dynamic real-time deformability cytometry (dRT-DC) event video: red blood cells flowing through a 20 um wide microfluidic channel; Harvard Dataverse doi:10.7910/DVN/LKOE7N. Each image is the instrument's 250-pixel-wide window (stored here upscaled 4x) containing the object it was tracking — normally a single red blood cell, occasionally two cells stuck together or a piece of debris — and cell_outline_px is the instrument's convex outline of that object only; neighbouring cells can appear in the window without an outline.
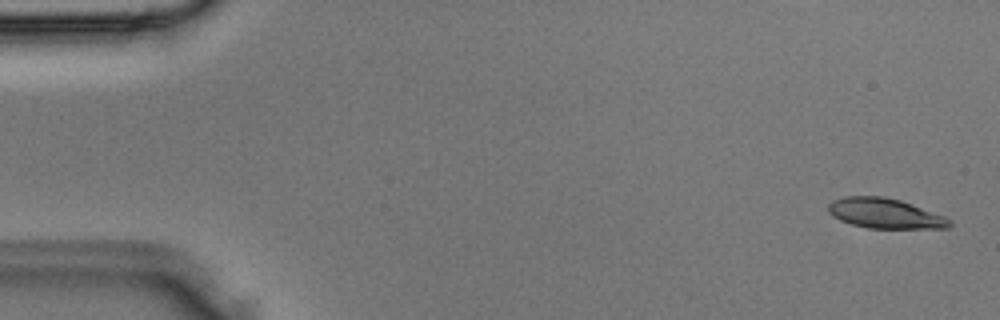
{"species": "Egyptian fruit bat (a non-hibernating species)", "species_latin": "Rousettus aegyptiacus", "temperature_condition": "room temperature", "stored_images_in_passage": 3, "camera_frame_rate_fps": 3000, "um_per_image_px": 0.085, "animal": {"sex": "male"}, "frame": {"image": 1, "passage_image": 1, "time_ms": 0.0, "image_size_px": [1000, 320], "cell_outline_px": [[952, 224], [948, 228], [868, 228], [852, 224], [840, 220], [832, 216], [828, 212], [828, 204], [832, 200], [844, 196], [884, 196], [900, 200], [912, 204], [944, 216], [952, 220]], "centroid_in_image_um": [75.21, 18.13], "position_along_channel_um": 9.8, "area_um2": 21.27}}